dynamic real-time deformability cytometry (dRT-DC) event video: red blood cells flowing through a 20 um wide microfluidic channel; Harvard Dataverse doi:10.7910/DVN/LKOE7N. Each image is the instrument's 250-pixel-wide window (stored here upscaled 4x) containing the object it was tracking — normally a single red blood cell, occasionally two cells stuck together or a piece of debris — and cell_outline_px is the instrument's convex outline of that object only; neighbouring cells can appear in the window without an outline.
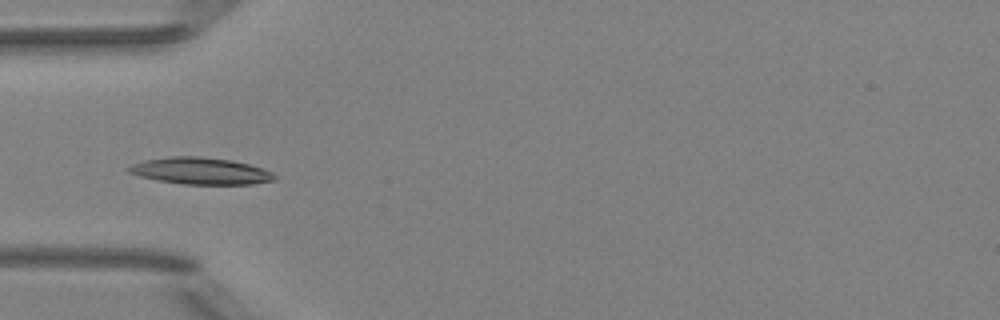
{"species": "Egyptian fruit bat (a non-hibernating species)", "species_latin": "Rousettus aegyptiacus", "temperature_condition": "room temperature", "stored_images_in_passage": 7, "camera_frame_rate_fps": 3000, "um_per_image_px": 0.085, "animal": {"sex": "female"}, "frame": {"image": 1, "passage_image": 5, "time_ms": 4.667, "image_size_px": [1000, 320], "cell_outline_px": [[276, 180], [252, 184], [184, 184], [156, 180], [140, 176], [128, 172], [124, 168], [132, 164], [144, 160], [172, 156], [200, 156], [232, 160], [264, 168], [272, 172], [276, 176]], "centroid_in_image_um": [17.04, 14.53], "position_along_channel_um": 68.0, "area_um2": 22.89}}
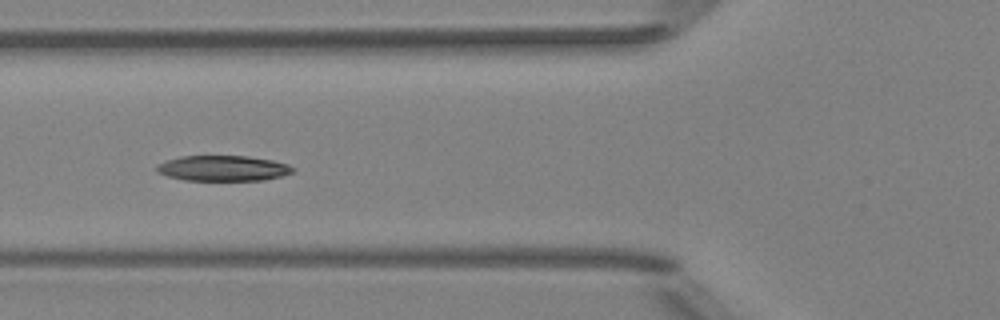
{"frame": {"image": 2, "passage_image": 6, "time_ms": 5.667, "image_size_px": [1000, 320], "cell_outline_px": [[296, 168], [292, 172], [280, 176], [264, 180], [184, 180], [168, 176], [156, 172], [156, 164], [180, 156], [248, 156], [272, 160], [288, 164]], "centroid_in_image_um": [18.94, 14.3], "position_along_channel_um": 106.9, "area_um2": 20.17}}
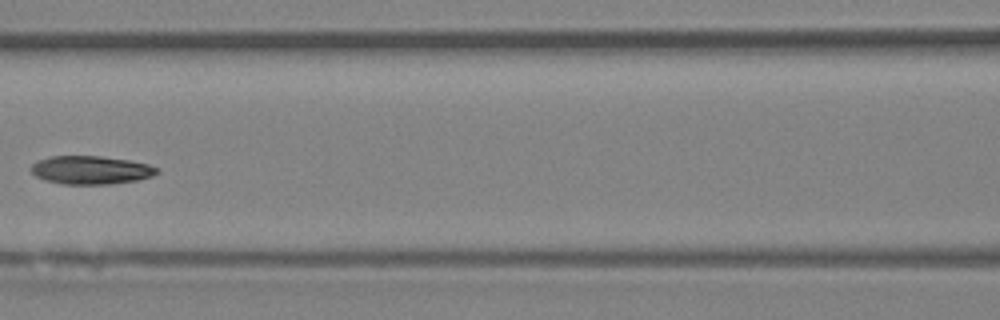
{"frame": {"image": 3, "passage_image": 7, "time_ms": 7.0, "image_size_px": [1000, 320], "cell_outline_px": [[160, 172], [152, 176], [140, 180], [112, 184], [60, 184], [44, 180], [36, 176], [32, 172], [32, 164], [40, 160], [52, 156], [100, 156], [128, 160], [148, 164], [160, 168]], "centroid_in_image_um": [7.78, 14.46], "position_along_channel_um": 158.8, "area_um2": 20.87}}